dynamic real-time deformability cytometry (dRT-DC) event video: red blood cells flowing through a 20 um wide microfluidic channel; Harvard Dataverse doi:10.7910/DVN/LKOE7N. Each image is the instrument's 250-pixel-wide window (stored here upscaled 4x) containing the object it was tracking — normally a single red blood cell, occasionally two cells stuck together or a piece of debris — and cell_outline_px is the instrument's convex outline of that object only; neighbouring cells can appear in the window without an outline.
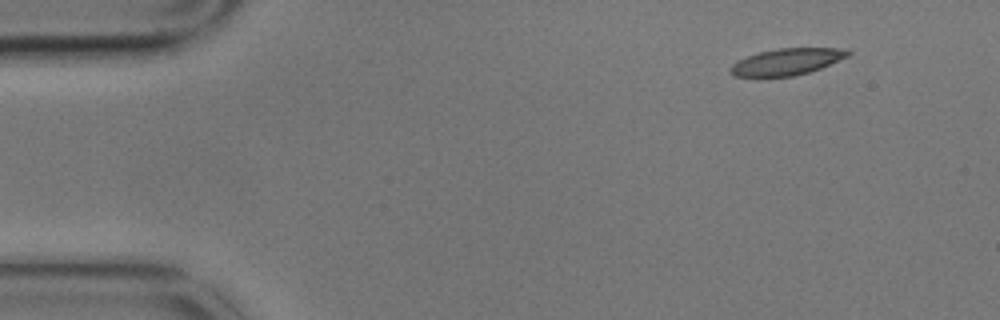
{"species": "common noctule bat (a hibernating species)", "species_latin": "Nyctalus noctula", "temperature_condition": "cold", "stored_images_in_passage": 4, "camera_frame_rate_fps": 3000, "um_per_image_px": 0.085, "animal": {"sex": "male", "body_mass_g": 17.9}, "frame": {"image": 1, "passage_image": 1, "time_ms": 0.0, "image_size_px": [1000, 320], "cell_outline_px": [[852, 52], [848, 56], [820, 68], [808, 72], [792, 76], [732, 76], [728, 68], [732, 64], [748, 56], [760, 52], [776, 48], [840, 48]], "centroid_in_image_um": [66.86, 5.24], "position_along_channel_um": 18.1, "area_um2": 17.92}}
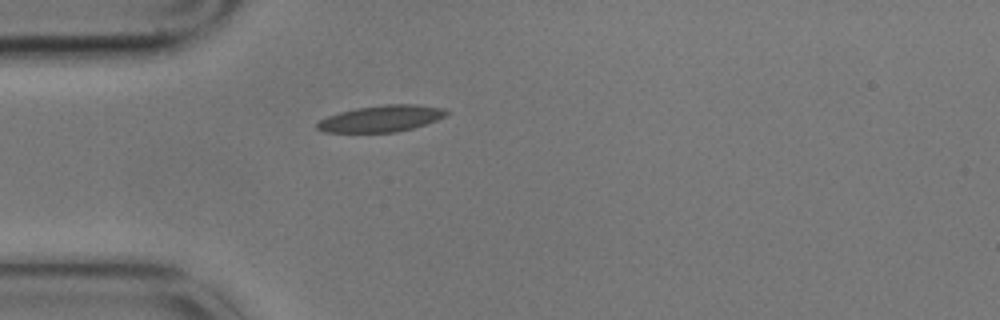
{"frame": {"image": 2, "passage_image": 4, "time_ms": 1.0, "image_size_px": [1000, 320], "cell_outline_px": [[448, 112], [444, 116], [436, 120], [412, 128], [396, 132], [324, 132], [316, 128], [316, 124], [320, 120], [328, 116], [340, 112], [356, 108], [384, 104], [416, 104], [444, 108]], "centroid_in_image_um": [32.39, 10.07], "position_along_channel_um": 52.6, "area_um2": 19.77}}